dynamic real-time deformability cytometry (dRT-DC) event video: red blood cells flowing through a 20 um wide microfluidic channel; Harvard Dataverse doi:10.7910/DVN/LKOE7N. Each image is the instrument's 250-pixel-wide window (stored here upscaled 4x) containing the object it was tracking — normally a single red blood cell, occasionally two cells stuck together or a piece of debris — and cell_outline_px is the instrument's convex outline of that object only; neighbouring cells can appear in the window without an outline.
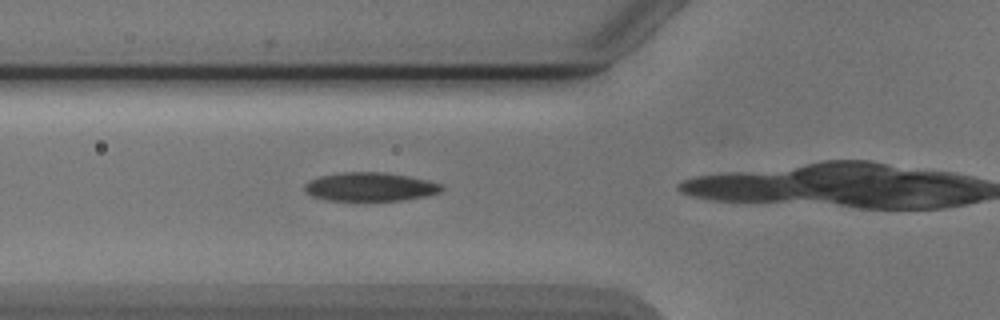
{"species": "Egyptian fruit bat (a non-hibernating species)", "species_latin": "Rousettus aegyptiacus", "temperature_condition": "cold", "stored_images_in_passage": 3, "camera_frame_rate_fps": 3000, "um_per_image_px": 0.085, "animal": {"sex": "male"}, "frame": {"image": 1, "passage_image": 2, "time_ms": 1.0, "image_size_px": [1000, 320], "cell_outline_px": [[444, 188], [440, 192], [428, 196], [400, 200], [328, 200], [312, 196], [304, 192], [304, 184], [308, 180], [320, 176], [340, 172], [384, 172], [408, 176], [428, 180], [444, 184]], "centroid_in_image_um": [31.46, 15.87], "position_along_channel_um": 94.3, "area_um2": 23.06}}